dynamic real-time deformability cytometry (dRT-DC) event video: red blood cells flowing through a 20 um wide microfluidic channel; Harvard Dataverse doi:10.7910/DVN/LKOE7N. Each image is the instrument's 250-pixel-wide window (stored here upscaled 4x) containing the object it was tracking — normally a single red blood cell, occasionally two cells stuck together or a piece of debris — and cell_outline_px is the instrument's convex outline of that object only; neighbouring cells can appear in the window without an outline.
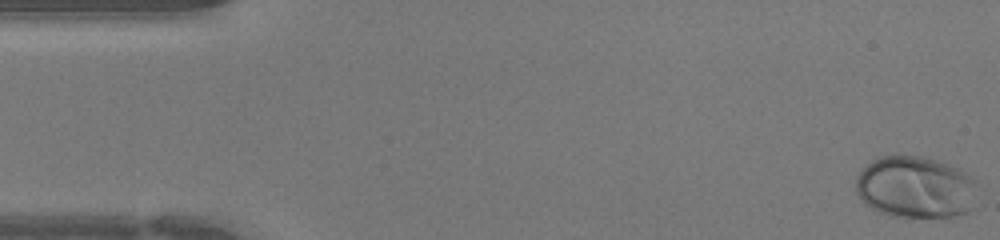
{"species": "human", "species_latin": "Homo sapiens", "temperature_condition": "warm", "stored_images_in_passage": 45, "camera_frame_rate_fps": 3000, "um_per_image_px": 0.085, "donor": {"sex": "female"}, "frame": {"image": 1, "passage_image": 1, "time_ms": 0.0, "image_size_px": [1000, 240], "cell_outline_px": [[976, 208], [968, 212], [956, 216], [892, 216], [880, 212], [872, 208], [856, 192], [856, 180], [860, 172], [872, 160], [880, 156], [924, 156], [948, 164], [972, 176], [976, 180]], "centroid_in_image_um": [77.88, 15.91], "position_along_channel_um": 7.1, "area_um2": 43.81}}
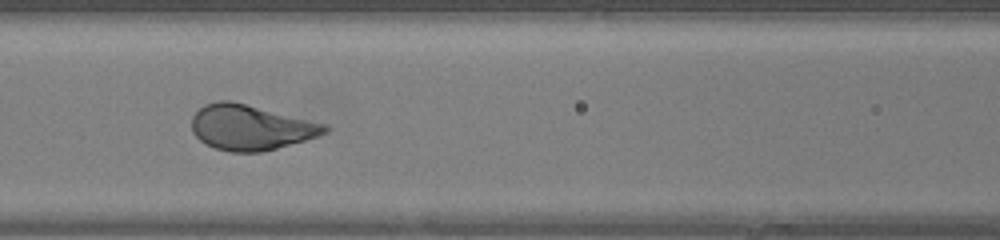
{"frame": {"image": 2, "passage_image": 19, "time_ms": 6.0, "image_size_px": [1000, 240], "cell_outline_px": [[328, 132], [304, 140], [264, 152], [228, 152], [204, 144], [192, 132], [192, 116], [204, 104], [220, 100], [228, 100], [328, 124]], "centroid_in_image_um": [21.28, 10.84], "position_along_channel_um": 145.3, "area_um2": 34.91}}
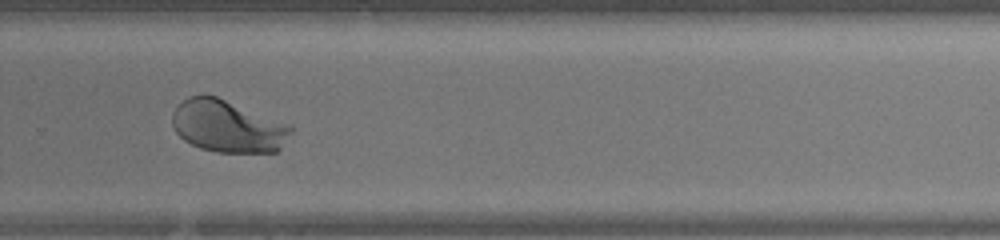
{"frame": {"image": 3, "passage_image": 30, "time_ms": 9.667, "image_size_px": [1000, 240], "cell_outline_px": [[292, 132], [280, 148], [276, 152], [216, 152], [200, 148], [184, 140], [176, 132], [172, 124], [172, 112], [188, 96], [216, 96], [292, 124]], "centroid_in_image_um": [19.38, 10.74], "position_along_channel_um": 310.4, "area_um2": 36.07}}